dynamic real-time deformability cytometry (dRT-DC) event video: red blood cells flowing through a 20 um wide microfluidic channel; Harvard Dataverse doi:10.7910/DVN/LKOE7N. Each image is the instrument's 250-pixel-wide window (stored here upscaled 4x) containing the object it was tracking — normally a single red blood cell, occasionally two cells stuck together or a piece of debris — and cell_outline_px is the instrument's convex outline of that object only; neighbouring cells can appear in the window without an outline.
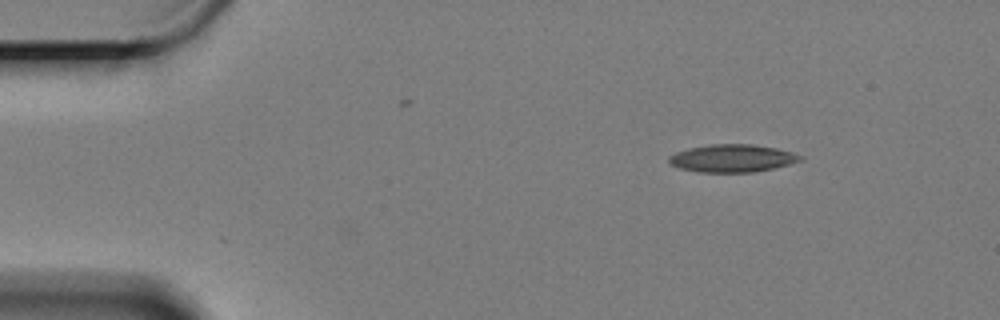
{"species": "Egyptian fruit bat (a non-hibernating species)", "species_latin": "Rousettus aegyptiacus", "temperature_condition": "cold", "stored_images_in_passage": 10, "camera_frame_rate_fps": 3000, "um_per_image_px": 0.085, "animal": {"sex": "female"}, "frame": {"image": 1, "passage_image": 10, "time_ms": 3.0, "image_size_px": [1000, 320], "cell_outline_px": [[804, 160], [772, 168], [752, 172], [700, 172], [680, 168], [668, 164], [668, 156], [676, 152], [688, 148], [708, 144], [752, 144], [776, 148], [792, 152], [804, 156]], "centroid_in_image_um": [62.22, 13.44], "position_along_channel_um": 22.8, "area_um2": 21.27}}